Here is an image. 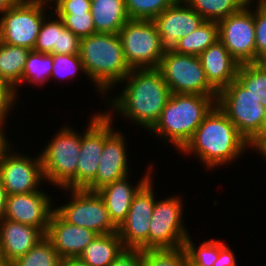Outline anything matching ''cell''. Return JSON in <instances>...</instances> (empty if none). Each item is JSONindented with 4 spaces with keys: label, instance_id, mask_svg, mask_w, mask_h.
Listing matches in <instances>:
<instances>
[{
    "label": "cell",
    "instance_id": "1",
    "mask_svg": "<svg viewBox=\"0 0 266 266\" xmlns=\"http://www.w3.org/2000/svg\"><path fill=\"white\" fill-rule=\"evenodd\" d=\"M121 82L119 84H125L123 90L117 97L106 99L111 110L104 113L112 121L120 115L149 131L159 120L171 95L161 72L157 68L132 69Z\"/></svg>",
    "mask_w": 266,
    "mask_h": 266
},
{
    "label": "cell",
    "instance_id": "2",
    "mask_svg": "<svg viewBox=\"0 0 266 266\" xmlns=\"http://www.w3.org/2000/svg\"><path fill=\"white\" fill-rule=\"evenodd\" d=\"M249 146L247 139L215 105L180 153L185 156L193 154L206 170H215L218 166H228L244 157L242 155L249 150Z\"/></svg>",
    "mask_w": 266,
    "mask_h": 266
},
{
    "label": "cell",
    "instance_id": "3",
    "mask_svg": "<svg viewBox=\"0 0 266 266\" xmlns=\"http://www.w3.org/2000/svg\"><path fill=\"white\" fill-rule=\"evenodd\" d=\"M79 55L85 77L91 80L102 98L132 70L124 58L119 34L94 33L82 38Z\"/></svg>",
    "mask_w": 266,
    "mask_h": 266
},
{
    "label": "cell",
    "instance_id": "4",
    "mask_svg": "<svg viewBox=\"0 0 266 266\" xmlns=\"http://www.w3.org/2000/svg\"><path fill=\"white\" fill-rule=\"evenodd\" d=\"M217 95L171 93L159 120L149 130L178 153L194 135L204 117L216 105ZM166 141V142H165Z\"/></svg>",
    "mask_w": 266,
    "mask_h": 266
},
{
    "label": "cell",
    "instance_id": "5",
    "mask_svg": "<svg viewBox=\"0 0 266 266\" xmlns=\"http://www.w3.org/2000/svg\"><path fill=\"white\" fill-rule=\"evenodd\" d=\"M64 124L41 150L43 176L54 187L77 189V164L81 132ZM75 130V131H74Z\"/></svg>",
    "mask_w": 266,
    "mask_h": 266
},
{
    "label": "cell",
    "instance_id": "6",
    "mask_svg": "<svg viewBox=\"0 0 266 266\" xmlns=\"http://www.w3.org/2000/svg\"><path fill=\"white\" fill-rule=\"evenodd\" d=\"M47 7V0H17L0 17V41L33 50Z\"/></svg>",
    "mask_w": 266,
    "mask_h": 266
},
{
    "label": "cell",
    "instance_id": "7",
    "mask_svg": "<svg viewBox=\"0 0 266 266\" xmlns=\"http://www.w3.org/2000/svg\"><path fill=\"white\" fill-rule=\"evenodd\" d=\"M118 34L124 58L131 69L158 68L163 55L160 35L153 21L129 19Z\"/></svg>",
    "mask_w": 266,
    "mask_h": 266
},
{
    "label": "cell",
    "instance_id": "8",
    "mask_svg": "<svg viewBox=\"0 0 266 266\" xmlns=\"http://www.w3.org/2000/svg\"><path fill=\"white\" fill-rule=\"evenodd\" d=\"M261 99L234 80L217 93L216 105L249 141L260 130L266 113Z\"/></svg>",
    "mask_w": 266,
    "mask_h": 266
},
{
    "label": "cell",
    "instance_id": "9",
    "mask_svg": "<svg viewBox=\"0 0 266 266\" xmlns=\"http://www.w3.org/2000/svg\"><path fill=\"white\" fill-rule=\"evenodd\" d=\"M180 195L156 200L149 229V249H175L184 246L189 234L183 219ZM184 221V222H183Z\"/></svg>",
    "mask_w": 266,
    "mask_h": 266
},
{
    "label": "cell",
    "instance_id": "10",
    "mask_svg": "<svg viewBox=\"0 0 266 266\" xmlns=\"http://www.w3.org/2000/svg\"><path fill=\"white\" fill-rule=\"evenodd\" d=\"M69 202L57 206L55 211L69 224L90 229L98 235L117 232L103 199L97 192L85 189H65Z\"/></svg>",
    "mask_w": 266,
    "mask_h": 266
},
{
    "label": "cell",
    "instance_id": "11",
    "mask_svg": "<svg viewBox=\"0 0 266 266\" xmlns=\"http://www.w3.org/2000/svg\"><path fill=\"white\" fill-rule=\"evenodd\" d=\"M171 93L217 95L209 85L199 56L172 53L162 57L157 68Z\"/></svg>",
    "mask_w": 266,
    "mask_h": 266
},
{
    "label": "cell",
    "instance_id": "12",
    "mask_svg": "<svg viewBox=\"0 0 266 266\" xmlns=\"http://www.w3.org/2000/svg\"><path fill=\"white\" fill-rule=\"evenodd\" d=\"M254 4L255 0H249L240 11L218 22L219 40L240 65L256 63Z\"/></svg>",
    "mask_w": 266,
    "mask_h": 266
},
{
    "label": "cell",
    "instance_id": "13",
    "mask_svg": "<svg viewBox=\"0 0 266 266\" xmlns=\"http://www.w3.org/2000/svg\"><path fill=\"white\" fill-rule=\"evenodd\" d=\"M113 123L104 113V147L96 177L84 188L87 191L96 192L131 173L126 143L128 140H125L127 135L124 136L119 128H114Z\"/></svg>",
    "mask_w": 266,
    "mask_h": 266
},
{
    "label": "cell",
    "instance_id": "14",
    "mask_svg": "<svg viewBox=\"0 0 266 266\" xmlns=\"http://www.w3.org/2000/svg\"><path fill=\"white\" fill-rule=\"evenodd\" d=\"M10 146L0 160V180L7 195L31 193L41 190L45 182L40 153L28 157ZM33 158V159H32Z\"/></svg>",
    "mask_w": 266,
    "mask_h": 266
},
{
    "label": "cell",
    "instance_id": "15",
    "mask_svg": "<svg viewBox=\"0 0 266 266\" xmlns=\"http://www.w3.org/2000/svg\"><path fill=\"white\" fill-rule=\"evenodd\" d=\"M153 180L151 177L134 195L125 220L117 228L125 248L149 249L150 221L156 202Z\"/></svg>",
    "mask_w": 266,
    "mask_h": 266
},
{
    "label": "cell",
    "instance_id": "16",
    "mask_svg": "<svg viewBox=\"0 0 266 266\" xmlns=\"http://www.w3.org/2000/svg\"><path fill=\"white\" fill-rule=\"evenodd\" d=\"M152 21L159 32L164 56L177 53L178 40L195 31L205 19L184 0H176Z\"/></svg>",
    "mask_w": 266,
    "mask_h": 266
},
{
    "label": "cell",
    "instance_id": "17",
    "mask_svg": "<svg viewBox=\"0 0 266 266\" xmlns=\"http://www.w3.org/2000/svg\"><path fill=\"white\" fill-rule=\"evenodd\" d=\"M54 210L53 199L46 191L39 190L31 193L12 194L7 195L6 210L3 218L34 226L46 233Z\"/></svg>",
    "mask_w": 266,
    "mask_h": 266
},
{
    "label": "cell",
    "instance_id": "18",
    "mask_svg": "<svg viewBox=\"0 0 266 266\" xmlns=\"http://www.w3.org/2000/svg\"><path fill=\"white\" fill-rule=\"evenodd\" d=\"M91 115L85 132L81 133L77 189H84L96 177L104 147V111Z\"/></svg>",
    "mask_w": 266,
    "mask_h": 266
},
{
    "label": "cell",
    "instance_id": "19",
    "mask_svg": "<svg viewBox=\"0 0 266 266\" xmlns=\"http://www.w3.org/2000/svg\"><path fill=\"white\" fill-rule=\"evenodd\" d=\"M98 236L94 231L69 224L55 210L52 212L45 237L62 259L77 258Z\"/></svg>",
    "mask_w": 266,
    "mask_h": 266
},
{
    "label": "cell",
    "instance_id": "20",
    "mask_svg": "<svg viewBox=\"0 0 266 266\" xmlns=\"http://www.w3.org/2000/svg\"><path fill=\"white\" fill-rule=\"evenodd\" d=\"M153 165L148 166L145 175L132 184L129 175L110 183L96 191L103 199L112 223L118 228L125 220L131 207L134 195L152 177ZM129 179V180H128ZM131 183V184H130Z\"/></svg>",
    "mask_w": 266,
    "mask_h": 266
},
{
    "label": "cell",
    "instance_id": "21",
    "mask_svg": "<svg viewBox=\"0 0 266 266\" xmlns=\"http://www.w3.org/2000/svg\"><path fill=\"white\" fill-rule=\"evenodd\" d=\"M45 233L34 226L8 219L0 220V261L14 262L26 254Z\"/></svg>",
    "mask_w": 266,
    "mask_h": 266
},
{
    "label": "cell",
    "instance_id": "22",
    "mask_svg": "<svg viewBox=\"0 0 266 266\" xmlns=\"http://www.w3.org/2000/svg\"><path fill=\"white\" fill-rule=\"evenodd\" d=\"M41 25L34 51L50 54H79L81 39L51 10Z\"/></svg>",
    "mask_w": 266,
    "mask_h": 266
},
{
    "label": "cell",
    "instance_id": "23",
    "mask_svg": "<svg viewBox=\"0 0 266 266\" xmlns=\"http://www.w3.org/2000/svg\"><path fill=\"white\" fill-rule=\"evenodd\" d=\"M209 85L218 93L236 80L239 63L218 39L199 55Z\"/></svg>",
    "mask_w": 266,
    "mask_h": 266
},
{
    "label": "cell",
    "instance_id": "24",
    "mask_svg": "<svg viewBox=\"0 0 266 266\" xmlns=\"http://www.w3.org/2000/svg\"><path fill=\"white\" fill-rule=\"evenodd\" d=\"M96 33L118 34L129 20L125 0H91Z\"/></svg>",
    "mask_w": 266,
    "mask_h": 266
},
{
    "label": "cell",
    "instance_id": "25",
    "mask_svg": "<svg viewBox=\"0 0 266 266\" xmlns=\"http://www.w3.org/2000/svg\"><path fill=\"white\" fill-rule=\"evenodd\" d=\"M125 249L117 232L98 235L79 258L90 266H109Z\"/></svg>",
    "mask_w": 266,
    "mask_h": 266
},
{
    "label": "cell",
    "instance_id": "26",
    "mask_svg": "<svg viewBox=\"0 0 266 266\" xmlns=\"http://www.w3.org/2000/svg\"><path fill=\"white\" fill-rule=\"evenodd\" d=\"M30 49L5 44L0 41V78L11 85L18 98V83L22 79Z\"/></svg>",
    "mask_w": 266,
    "mask_h": 266
},
{
    "label": "cell",
    "instance_id": "27",
    "mask_svg": "<svg viewBox=\"0 0 266 266\" xmlns=\"http://www.w3.org/2000/svg\"><path fill=\"white\" fill-rule=\"evenodd\" d=\"M218 39V22L204 21L195 31L178 40L177 53L199 56Z\"/></svg>",
    "mask_w": 266,
    "mask_h": 266
},
{
    "label": "cell",
    "instance_id": "28",
    "mask_svg": "<svg viewBox=\"0 0 266 266\" xmlns=\"http://www.w3.org/2000/svg\"><path fill=\"white\" fill-rule=\"evenodd\" d=\"M53 54L41 53L34 50H30L25 67L23 69L22 79L18 83L20 88L25 82L29 85H37L40 87L46 82L51 80V74L53 69Z\"/></svg>",
    "mask_w": 266,
    "mask_h": 266
},
{
    "label": "cell",
    "instance_id": "29",
    "mask_svg": "<svg viewBox=\"0 0 266 266\" xmlns=\"http://www.w3.org/2000/svg\"><path fill=\"white\" fill-rule=\"evenodd\" d=\"M205 21L219 22L240 11L249 0H184Z\"/></svg>",
    "mask_w": 266,
    "mask_h": 266
},
{
    "label": "cell",
    "instance_id": "30",
    "mask_svg": "<svg viewBox=\"0 0 266 266\" xmlns=\"http://www.w3.org/2000/svg\"><path fill=\"white\" fill-rule=\"evenodd\" d=\"M236 81L249 93L262 97L260 103L266 109V64L250 63L238 67Z\"/></svg>",
    "mask_w": 266,
    "mask_h": 266
},
{
    "label": "cell",
    "instance_id": "31",
    "mask_svg": "<svg viewBox=\"0 0 266 266\" xmlns=\"http://www.w3.org/2000/svg\"><path fill=\"white\" fill-rule=\"evenodd\" d=\"M62 261L51 242L44 237L12 263L13 266H62Z\"/></svg>",
    "mask_w": 266,
    "mask_h": 266
},
{
    "label": "cell",
    "instance_id": "32",
    "mask_svg": "<svg viewBox=\"0 0 266 266\" xmlns=\"http://www.w3.org/2000/svg\"><path fill=\"white\" fill-rule=\"evenodd\" d=\"M192 236L185 239L184 248L188 256L189 266H213L219 256V240L210 239L195 245ZM198 247V248H197Z\"/></svg>",
    "mask_w": 266,
    "mask_h": 266
},
{
    "label": "cell",
    "instance_id": "33",
    "mask_svg": "<svg viewBox=\"0 0 266 266\" xmlns=\"http://www.w3.org/2000/svg\"><path fill=\"white\" fill-rule=\"evenodd\" d=\"M142 266H188L187 252L184 246L142 250Z\"/></svg>",
    "mask_w": 266,
    "mask_h": 266
},
{
    "label": "cell",
    "instance_id": "34",
    "mask_svg": "<svg viewBox=\"0 0 266 266\" xmlns=\"http://www.w3.org/2000/svg\"><path fill=\"white\" fill-rule=\"evenodd\" d=\"M176 0H125L129 19L152 21Z\"/></svg>",
    "mask_w": 266,
    "mask_h": 266
},
{
    "label": "cell",
    "instance_id": "35",
    "mask_svg": "<svg viewBox=\"0 0 266 266\" xmlns=\"http://www.w3.org/2000/svg\"><path fill=\"white\" fill-rule=\"evenodd\" d=\"M53 69L51 79L58 81L74 80L80 74L85 75V70L79 54H53ZM79 72V73H78ZM70 79V80H69Z\"/></svg>",
    "mask_w": 266,
    "mask_h": 266
},
{
    "label": "cell",
    "instance_id": "36",
    "mask_svg": "<svg viewBox=\"0 0 266 266\" xmlns=\"http://www.w3.org/2000/svg\"><path fill=\"white\" fill-rule=\"evenodd\" d=\"M66 28L80 39L96 33L91 12L57 14Z\"/></svg>",
    "mask_w": 266,
    "mask_h": 266
},
{
    "label": "cell",
    "instance_id": "37",
    "mask_svg": "<svg viewBox=\"0 0 266 266\" xmlns=\"http://www.w3.org/2000/svg\"><path fill=\"white\" fill-rule=\"evenodd\" d=\"M254 25L256 44V63L266 61V8L255 0Z\"/></svg>",
    "mask_w": 266,
    "mask_h": 266
},
{
    "label": "cell",
    "instance_id": "38",
    "mask_svg": "<svg viewBox=\"0 0 266 266\" xmlns=\"http://www.w3.org/2000/svg\"><path fill=\"white\" fill-rule=\"evenodd\" d=\"M50 3L51 9L56 14H72L91 11V0H51Z\"/></svg>",
    "mask_w": 266,
    "mask_h": 266
},
{
    "label": "cell",
    "instance_id": "39",
    "mask_svg": "<svg viewBox=\"0 0 266 266\" xmlns=\"http://www.w3.org/2000/svg\"><path fill=\"white\" fill-rule=\"evenodd\" d=\"M17 95L14 88L0 78V119L6 120L17 102ZM11 110V111H10Z\"/></svg>",
    "mask_w": 266,
    "mask_h": 266
},
{
    "label": "cell",
    "instance_id": "40",
    "mask_svg": "<svg viewBox=\"0 0 266 266\" xmlns=\"http://www.w3.org/2000/svg\"><path fill=\"white\" fill-rule=\"evenodd\" d=\"M109 266H142V250L125 248Z\"/></svg>",
    "mask_w": 266,
    "mask_h": 266
},
{
    "label": "cell",
    "instance_id": "41",
    "mask_svg": "<svg viewBox=\"0 0 266 266\" xmlns=\"http://www.w3.org/2000/svg\"><path fill=\"white\" fill-rule=\"evenodd\" d=\"M234 252L219 240V256L213 266H238Z\"/></svg>",
    "mask_w": 266,
    "mask_h": 266
},
{
    "label": "cell",
    "instance_id": "42",
    "mask_svg": "<svg viewBox=\"0 0 266 266\" xmlns=\"http://www.w3.org/2000/svg\"><path fill=\"white\" fill-rule=\"evenodd\" d=\"M249 149L261 154L262 159L266 160V137L263 138H251L249 141Z\"/></svg>",
    "mask_w": 266,
    "mask_h": 266
},
{
    "label": "cell",
    "instance_id": "43",
    "mask_svg": "<svg viewBox=\"0 0 266 266\" xmlns=\"http://www.w3.org/2000/svg\"><path fill=\"white\" fill-rule=\"evenodd\" d=\"M6 120L0 119V160L4 154V152L12 145L13 143L10 142V139L7 138L6 132L7 130H4V126H6Z\"/></svg>",
    "mask_w": 266,
    "mask_h": 266
},
{
    "label": "cell",
    "instance_id": "44",
    "mask_svg": "<svg viewBox=\"0 0 266 266\" xmlns=\"http://www.w3.org/2000/svg\"><path fill=\"white\" fill-rule=\"evenodd\" d=\"M7 193L0 180V220L3 219L6 210Z\"/></svg>",
    "mask_w": 266,
    "mask_h": 266
},
{
    "label": "cell",
    "instance_id": "45",
    "mask_svg": "<svg viewBox=\"0 0 266 266\" xmlns=\"http://www.w3.org/2000/svg\"><path fill=\"white\" fill-rule=\"evenodd\" d=\"M62 266H90L79 257L77 258H66L62 261Z\"/></svg>",
    "mask_w": 266,
    "mask_h": 266
},
{
    "label": "cell",
    "instance_id": "46",
    "mask_svg": "<svg viewBox=\"0 0 266 266\" xmlns=\"http://www.w3.org/2000/svg\"><path fill=\"white\" fill-rule=\"evenodd\" d=\"M17 0H0V17L7 11Z\"/></svg>",
    "mask_w": 266,
    "mask_h": 266
},
{
    "label": "cell",
    "instance_id": "47",
    "mask_svg": "<svg viewBox=\"0 0 266 266\" xmlns=\"http://www.w3.org/2000/svg\"><path fill=\"white\" fill-rule=\"evenodd\" d=\"M266 137V113L260 127V130L252 138H263Z\"/></svg>",
    "mask_w": 266,
    "mask_h": 266
},
{
    "label": "cell",
    "instance_id": "48",
    "mask_svg": "<svg viewBox=\"0 0 266 266\" xmlns=\"http://www.w3.org/2000/svg\"><path fill=\"white\" fill-rule=\"evenodd\" d=\"M0 266H13V263L12 262L0 261Z\"/></svg>",
    "mask_w": 266,
    "mask_h": 266
},
{
    "label": "cell",
    "instance_id": "49",
    "mask_svg": "<svg viewBox=\"0 0 266 266\" xmlns=\"http://www.w3.org/2000/svg\"><path fill=\"white\" fill-rule=\"evenodd\" d=\"M263 7L266 8V0H257Z\"/></svg>",
    "mask_w": 266,
    "mask_h": 266
}]
</instances>
